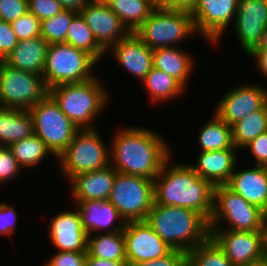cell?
I'll return each mask as SVG.
<instances>
[{
  "mask_svg": "<svg viewBox=\"0 0 267 266\" xmlns=\"http://www.w3.org/2000/svg\"><path fill=\"white\" fill-rule=\"evenodd\" d=\"M113 135L109 145L110 165L118 173L154 180L173 156L167 139L150 128L125 126Z\"/></svg>",
  "mask_w": 267,
  "mask_h": 266,
  "instance_id": "1",
  "label": "cell"
},
{
  "mask_svg": "<svg viewBox=\"0 0 267 266\" xmlns=\"http://www.w3.org/2000/svg\"><path fill=\"white\" fill-rule=\"evenodd\" d=\"M172 161L171 156L154 179V203L195 210L209 222L214 208V186L199 177L189 164Z\"/></svg>",
  "mask_w": 267,
  "mask_h": 266,
  "instance_id": "2",
  "label": "cell"
},
{
  "mask_svg": "<svg viewBox=\"0 0 267 266\" xmlns=\"http://www.w3.org/2000/svg\"><path fill=\"white\" fill-rule=\"evenodd\" d=\"M145 221L172 250L188 253L210 237L209 222L185 207L153 203Z\"/></svg>",
  "mask_w": 267,
  "mask_h": 266,
  "instance_id": "3",
  "label": "cell"
},
{
  "mask_svg": "<svg viewBox=\"0 0 267 266\" xmlns=\"http://www.w3.org/2000/svg\"><path fill=\"white\" fill-rule=\"evenodd\" d=\"M97 77L80 83L60 84L49 89V94L60 110L79 130L98 129L94 125L96 119L106 110L110 100L109 91Z\"/></svg>",
  "mask_w": 267,
  "mask_h": 266,
  "instance_id": "4",
  "label": "cell"
},
{
  "mask_svg": "<svg viewBox=\"0 0 267 266\" xmlns=\"http://www.w3.org/2000/svg\"><path fill=\"white\" fill-rule=\"evenodd\" d=\"M57 160V169L69 182L78 174L110 166V146L105 144L97 129H82Z\"/></svg>",
  "mask_w": 267,
  "mask_h": 266,
  "instance_id": "5",
  "label": "cell"
},
{
  "mask_svg": "<svg viewBox=\"0 0 267 266\" xmlns=\"http://www.w3.org/2000/svg\"><path fill=\"white\" fill-rule=\"evenodd\" d=\"M97 63L83 50L66 43H53L48 46L42 76L48 89L65 83L85 82L96 77L93 69Z\"/></svg>",
  "mask_w": 267,
  "mask_h": 266,
  "instance_id": "6",
  "label": "cell"
},
{
  "mask_svg": "<svg viewBox=\"0 0 267 266\" xmlns=\"http://www.w3.org/2000/svg\"><path fill=\"white\" fill-rule=\"evenodd\" d=\"M264 223L265 212L262 209L245 201L227 185L214 186L210 230L260 231Z\"/></svg>",
  "mask_w": 267,
  "mask_h": 266,
  "instance_id": "7",
  "label": "cell"
},
{
  "mask_svg": "<svg viewBox=\"0 0 267 266\" xmlns=\"http://www.w3.org/2000/svg\"><path fill=\"white\" fill-rule=\"evenodd\" d=\"M135 33L152 50L177 47L179 43L197 35L189 11L157 7Z\"/></svg>",
  "mask_w": 267,
  "mask_h": 266,
  "instance_id": "8",
  "label": "cell"
},
{
  "mask_svg": "<svg viewBox=\"0 0 267 266\" xmlns=\"http://www.w3.org/2000/svg\"><path fill=\"white\" fill-rule=\"evenodd\" d=\"M33 131L55 156L68 147L79 131L77 126L60 110L57 102L48 93L29 110Z\"/></svg>",
  "mask_w": 267,
  "mask_h": 266,
  "instance_id": "9",
  "label": "cell"
},
{
  "mask_svg": "<svg viewBox=\"0 0 267 266\" xmlns=\"http://www.w3.org/2000/svg\"><path fill=\"white\" fill-rule=\"evenodd\" d=\"M49 93L42 75L22 71L0 60V106L30 110Z\"/></svg>",
  "mask_w": 267,
  "mask_h": 266,
  "instance_id": "10",
  "label": "cell"
},
{
  "mask_svg": "<svg viewBox=\"0 0 267 266\" xmlns=\"http://www.w3.org/2000/svg\"><path fill=\"white\" fill-rule=\"evenodd\" d=\"M109 201L126 222L145 221L154 203V180L117 172Z\"/></svg>",
  "mask_w": 267,
  "mask_h": 266,
  "instance_id": "11",
  "label": "cell"
},
{
  "mask_svg": "<svg viewBox=\"0 0 267 266\" xmlns=\"http://www.w3.org/2000/svg\"><path fill=\"white\" fill-rule=\"evenodd\" d=\"M237 8L238 0H197L190 12L197 34L212 47L219 46L227 27L235 20Z\"/></svg>",
  "mask_w": 267,
  "mask_h": 266,
  "instance_id": "12",
  "label": "cell"
},
{
  "mask_svg": "<svg viewBox=\"0 0 267 266\" xmlns=\"http://www.w3.org/2000/svg\"><path fill=\"white\" fill-rule=\"evenodd\" d=\"M230 89L220 97L214 109V113L230 126L267 104V88L263 84L244 83Z\"/></svg>",
  "mask_w": 267,
  "mask_h": 266,
  "instance_id": "13",
  "label": "cell"
},
{
  "mask_svg": "<svg viewBox=\"0 0 267 266\" xmlns=\"http://www.w3.org/2000/svg\"><path fill=\"white\" fill-rule=\"evenodd\" d=\"M123 236L127 266L162 258L172 251L146 221L127 222Z\"/></svg>",
  "mask_w": 267,
  "mask_h": 266,
  "instance_id": "14",
  "label": "cell"
},
{
  "mask_svg": "<svg viewBox=\"0 0 267 266\" xmlns=\"http://www.w3.org/2000/svg\"><path fill=\"white\" fill-rule=\"evenodd\" d=\"M267 27V4L265 0H238V8L232 29L246 55L259 45Z\"/></svg>",
  "mask_w": 267,
  "mask_h": 266,
  "instance_id": "15",
  "label": "cell"
},
{
  "mask_svg": "<svg viewBox=\"0 0 267 266\" xmlns=\"http://www.w3.org/2000/svg\"><path fill=\"white\" fill-rule=\"evenodd\" d=\"M79 13L105 52L129 33L119 17L105 2L92 0Z\"/></svg>",
  "mask_w": 267,
  "mask_h": 266,
  "instance_id": "16",
  "label": "cell"
},
{
  "mask_svg": "<svg viewBox=\"0 0 267 266\" xmlns=\"http://www.w3.org/2000/svg\"><path fill=\"white\" fill-rule=\"evenodd\" d=\"M210 237L233 266L246 265L263 258L261 231L210 230Z\"/></svg>",
  "mask_w": 267,
  "mask_h": 266,
  "instance_id": "17",
  "label": "cell"
},
{
  "mask_svg": "<svg viewBox=\"0 0 267 266\" xmlns=\"http://www.w3.org/2000/svg\"><path fill=\"white\" fill-rule=\"evenodd\" d=\"M53 216L48 226L49 242L57 251L87 252V233L82 227V218L77 208Z\"/></svg>",
  "mask_w": 267,
  "mask_h": 266,
  "instance_id": "18",
  "label": "cell"
},
{
  "mask_svg": "<svg viewBox=\"0 0 267 266\" xmlns=\"http://www.w3.org/2000/svg\"><path fill=\"white\" fill-rule=\"evenodd\" d=\"M109 51L115 57L116 63L122 65L140 83L153 68V50L135 32H129L106 53Z\"/></svg>",
  "mask_w": 267,
  "mask_h": 266,
  "instance_id": "19",
  "label": "cell"
},
{
  "mask_svg": "<svg viewBox=\"0 0 267 266\" xmlns=\"http://www.w3.org/2000/svg\"><path fill=\"white\" fill-rule=\"evenodd\" d=\"M74 205L80 212L82 227L87 235L96 232L98 234L101 231L102 233L123 231L126 226L127 222L109 200H87L75 202Z\"/></svg>",
  "mask_w": 267,
  "mask_h": 266,
  "instance_id": "20",
  "label": "cell"
},
{
  "mask_svg": "<svg viewBox=\"0 0 267 266\" xmlns=\"http://www.w3.org/2000/svg\"><path fill=\"white\" fill-rule=\"evenodd\" d=\"M238 151L237 148L201 151L196 163L189 166L213 186L227 185L238 163Z\"/></svg>",
  "mask_w": 267,
  "mask_h": 266,
  "instance_id": "21",
  "label": "cell"
},
{
  "mask_svg": "<svg viewBox=\"0 0 267 266\" xmlns=\"http://www.w3.org/2000/svg\"><path fill=\"white\" fill-rule=\"evenodd\" d=\"M232 173L227 186L245 201L267 211V168L253 165L252 168L237 169Z\"/></svg>",
  "mask_w": 267,
  "mask_h": 266,
  "instance_id": "22",
  "label": "cell"
},
{
  "mask_svg": "<svg viewBox=\"0 0 267 266\" xmlns=\"http://www.w3.org/2000/svg\"><path fill=\"white\" fill-rule=\"evenodd\" d=\"M116 173V170L110 165L101 170L74 176L68 182L70 184L71 199L74 202L109 200Z\"/></svg>",
  "mask_w": 267,
  "mask_h": 266,
  "instance_id": "23",
  "label": "cell"
},
{
  "mask_svg": "<svg viewBox=\"0 0 267 266\" xmlns=\"http://www.w3.org/2000/svg\"><path fill=\"white\" fill-rule=\"evenodd\" d=\"M48 46L49 44L42 36L19 40L3 61L19 70L42 75Z\"/></svg>",
  "mask_w": 267,
  "mask_h": 266,
  "instance_id": "24",
  "label": "cell"
},
{
  "mask_svg": "<svg viewBox=\"0 0 267 266\" xmlns=\"http://www.w3.org/2000/svg\"><path fill=\"white\" fill-rule=\"evenodd\" d=\"M191 55L179 46L157 48L153 50V67L164 71L185 88L195 69Z\"/></svg>",
  "mask_w": 267,
  "mask_h": 266,
  "instance_id": "25",
  "label": "cell"
},
{
  "mask_svg": "<svg viewBox=\"0 0 267 266\" xmlns=\"http://www.w3.org/2000/svg\"><path fill=\"white\" fill-rule=\"evenodd\" d=\"M32 134L33 120L29 110L0 106V146L9 147Z\"/></svg>",
  "mask_w": 267,
  "mask_h": 266,
  "instance_id": "26",
  "label": "cell"
},
{
  "mask_svg": "<svg viewBox=\"0 0 267 266\" xmlns=\"http://www.w3.org/2000/svg\"><path fill=\"white\" fill-rule=\"evenodd\" d=\"M141 83L145 86L148 98L153 104L166 103L177 97L181 98L182 93L186 91V88L176 79L155 67L151 69Z\"/></svg>",
  "mask_w": 267,
  "mask_h": 266,
  "instance_id": "27",
  "label": "cell"
},
{
  "mask_svg": "<svg viewBox=\"0 0 267 266\" xmlns=\"http://www.w3.org/2000/svg\"><path fill=\"white\" fill-rule=\"evenodd\" d=\"M200 151L236 148L233 142L232 126L221 120L214 112L198 132Z\"/></svg>",
  "mask_w": 267,
  "mask_h": 266,
  "instance_id": "28",
  "label": "cell"
},
{
  "mask_svg": "<svg viewBox=\"0 0 267 266\" xmlns=\"http://www.w3.org/2000/svg\"><path fill=\"white\" fill-rule=\"evenodd\" d=\"M87 254L111 261H127L123 231L88 235Z\"/></svg>",
  "mask_w": 267,
  "mask_h": 266,
  "instance_id": "29",
  "label": "cell"
},
{
  "mask_svg": "<svg viewBox=\"0 0 267 266\" xmlns=\"http://www.w3.org/2000/svg\"><path fill=\"white\" fill-rule=\"evenodd\" d=\"M107 4L129 32H135L156 8L154 0H110Z\"/></svg>",
  "mask_w": 267,
  "mask_h": 266,
  "instance_id": "30",
  "label": "cell"
},
{
  "mask_svg": "<svg viewBox=\"0 0 267 266\" xmlns=\"http://www.w3.org/2000/svg\"><path fill=\"white\" fill-rule=\"evenodd\" d=\"M267 132V104L232 125L234 146L240 151L259 135Z\"/></svg>",
  "mask_w": 267,
  "mask_h": 266,
  "instance_id": "31",
  "label": "cell"
},
{
  "mask_svg": "<svg viewBox=\"0 0 267 266\" xmlns=\"http://www.w3.org/2000/svg\"><path fill=\"white\" fill-rule=\"evenodd\" d=\"M9 148L23 170L27 168L33 169V167L41 164L50 155L54 157L46 144L36 134L12 143Z\"/></svg>",
  "mask_w": 267,
  "mask_h": 266,
  "instance_id": "32",
  "label": "cell"
},
{
  "mask_svg": "<svg viewBox=\"0 0 267 266\" xmlns=\"http://www.w3.org/2000/svg\"><path fill=\"white\" fill-rule=\"evenodd\" d=\"M65 43L87 52L98 62L107 54L95 40L91 29L80 13L72 19Z\"/></svg>",
  "mask_w": 267,
  "mask_h": 266,
  "instance_id": "33",
  "label": "cell"
},
{
  "mask_svg": "<svg viewBox=\"0 0 267 266\" xmlns=\"http://www.w3.org/2000/svg\"><path fill=\"white\" fill-rule=\"evenodd\" d=\"M187 266H233L218 244L209 237L187 253Z\"/></svg>",
  "mask_w": 267,
  "mask_h": 266,
  "instance_id": "34",
  "label": "cell"
},
{
  "mask_svg": "<svg viewBox=\"0 0 267 266\" xmlns=\"http://www.w3.org/2000/svg\"><path fill=\"white\" fill-rule=\"evenodd\" d=\"M78 13L75 10L64 9L57 15L42 20L41 36L48 44L65 43L71 21Z\"/></svg>",
  "mask_w": 267,
  "mask_h": 266,
  "instance_id": "35",
  "label": "cell"
},
{
  "mask_svg": "<svg viewBox=\"0 0 267 266\" xmlns=\"http://www.w3.org/2000/svg\"><path fill=\"white\" fill-rule=\"evenodd\" d=\"M11 26L18 40L41 36V21L28 11L12 22Z\"/></svg>",
  "mask_w": 267,
  "mask_h": 266,
  "instance_id": "36",
  "label": "cell"
},
{
  "mask_svg": "<svg viewBox=\"0 0 267 266\" xmlns=\"http://www.w3.org/2000/svg\"><path fill=\"white\" fill-rule=\"evenodd\" d=\"M22 170L11 149L7 146H0V185L17 179L23 172Z\"/></svg>",
  "mask_w": 267,
  "mask_h": 266,
  "instance_id": "37",
  "label": "cell"
},
{
  "mask_svg": "<svg viewBox=\"0 0 267 266\" xmlns=\"http://www.w3.org/2000/svg\"><path fill=\"white\" fill-rule=\"evenodd\" d=\"M27 4L28 12L33 13L40 21L64 10L57 0H27Z\"/></svg>",
  "mask_w": 267,
  "mask_h": 266,
  "instance_id": "38",
  "label": "cell"
},
{
  "mask_svg": "<svg viewBox=\"0 0 267 266\" xmlns=\"http://www.w3.org/2000/svg\"><path fill=\"white\" fill-rule=\"evenodd\" d=\"M28 11L27 0H0V20L14 22Z\"/></svg>",
  "mask_w": 267,
  "mask_h": 266,
  "instance_id": "39",
  "label": "cell"
},
{
  "mask_svg": "<svg viewBox=\"0 0 267 266\" xmlns=\"http://www.w3.org/2000/svg\"><path fill=\"white\" fill-rule=\"evenodd\" d=\"M87 252H54L46 262L50 266H86Z\"/></svg>",
  "mask_w": 267,
  "mask_h": 266,
  "instance_id": "40",
  "label": "cell"
},
{
  "mask_svg": "<svg viewBox=\"0 0 267 266\" xmlns=\"http://www.w3.org/2000/svg\"><path fill=\"white\" fill-rule=\"evenodd\" d=\"M14 208V205H10L7 201L0 202V236L11 237L15 232L18 214Z\"/></svg>",
  "mask_w": 267,
  "mask_h": 266,
  "instance_id": "41",
  "label": "cell"
},
{
  "mask_svg": "<svg viewBox=\"0 0 267 266\" xmlns=\"http://www.w3.org/2000/svg\"><path fill=\"white\" fill-rule=\"evenodd\" d=\"M11 23L0 20V60H4L18 44Z\"/></svg>",
  "mask_w": 267,
  "mask_h": 266,
  "instance_id": "42",
  "label": "cell"
},
{
  "mask_svg": "<svg viewBox=\"0 0 267 266\" xmlns=\"http://www.w3.org/2000/svg\"><path fill=\"white\" fill-rule=\"evenodd\" d=\"M131 266H187V253L181 250H172L165 257L137 263Z\"/></svg>",
  "mask_w": 267,
  "mask_h": 266,
  "instance_id": "43",
  "label": "cell"
},
{
  "mask_svg": "<svg viewBox=\"0 0 267 266\" xmlns=\"http://www.w3.org/2000/svg\"><path fill=\"white\" fill-rule=\"evenodd\" d=\"M248 149L254 157L255 165L265 166L267 164V132L252 140L243 151Z\"/></svg>",
  "mask_w": 267,
  "mask_h": 266,
  "instance_id": "44",
  "label": "cell"
},
{
  "mask_svg": "<svg viewBox=\"0 0 267 266\" xmlns=\"http://www.w3.org/2000/svg\"><path fill=\"white\" fill-rule=\"evenodd\" d=\"M197 0H154L155 7L161 9L185 10L191 12Z\"/></svg>",
  "mask_w": 267,
  "mask_h": 266,
  "instance_id": "45",
  "label": "cell"
},
{
  "mask_svg": "<svg viewBox=\"0 0 267 266\" xmlns=\"http://www.w3.org/2000/svg\"><path fill=\"white\" fill-rule=\"evenodd\" d=\"M249 57L254 58L256 61V67L261 72L262 76L267 78V49L262 51H253Z\"/></svg>",
  "mask_w": 267,
  "mask_h": 266,
  "instance_id": "46",
  "label": "cell"
},
{
  "mask_svg": "<svg viewBox=\"0 0 267 266\" xmlns=\"http://www.w3.org/2000/svg\"><path fill=\"white\" fill-rule=\"evenodd\" d=\"M86 266H127V261H111L92 257L87 254Z\"/></svg>",
  "mask_w": 267,
  "mask_h": 266,
  "instance_id": "47",
  "label": "cell"
},
{
  "mask_svg": "<svg viewBox=\"0 0 267 266\" xmlns=\"http://www.w3.org/2000/svg\"><path fill=\"white\" fill-rule=\"evenodd\" d=\"M64 9H71L79 12L86 4L92 0H57Z\"/></svg>",
  "mask_w": 267,
  "mask_h": 266,
  "instance_id": "48",
  "label": "cell"
},
{
  "mask_svg": "<svg viewBox=\"0 0 267 266\" xmlns=\"http://www.w3.org/2000/svg\"><path fill=\"white\" fill-rule=\"evenodd\" d=\"M262 234V255L267 260V224L264 223L260 230Z\"/></svg>",
  "mask_w": 267,
  "mask_h": 266,
  "instance_id": "49",
  "label": "cell"
},
{
  "mask_svg": "<svg viewBox=\"0 0 267 266\" xmlns=\"http://www.w3.org/2000/svg\"><path fill=\"white\" fill-rule=\"evenodd\" d=\"M267 49V27L261 37V41L254 51H262Z\"/></svg>",
  "mask_w": 267,
  "mask_h": 266,
  "instance_id": "50",
  "label": "cell"
},
{
  "mask_svg": "<svg viewBox=\"0 0 267 266\" xmlns=\"http://www.w3.org/2000/svg\"><path fill=\"white\" fill-rule=\"evenodd\" d=\"M241 266H267V260L265 258L258 259L253 262H249L246 265Z\"/></svg>",
  "mask_w": 267,
  "mask_h": 266,
  "instance_id": "51",
  "label": "cell"
},
{
  "mask_svg": "<svg viewBox=\"0 0 267 266\" xmlns=\"http://www.w3.org/2000/svg\"><path fill=\"white\" fill-rule=\"evenodd\" d=\"M95 1H100V2L108 3L110 0H95Z\"/></svg>",
  "mask_w": 267,
  "mask_h": 266,
  "instance_id": "52",
  "label": "cell"
},
{
  "mask_svg": "<svg viewBox=\"0 0 267 266\" xmlns=\"http://www.w3.org/2000/svg\"><path fill=\"white\" fill-rule=\"evenodd\" d=\"M265 223L267 224V211L265 212Z\"/></svg>",
  "mask_w": 267,
  "mask_h": 266,
  "instance_id": "53",
  "label": "cell"
},
{
  "mask_svg": "<svg viewBox=\"0 0 267 266\" xmlns=\"http://www.w3.org/2000/svg\"><path fill=\"white\" fill-rule=\"evenodd\" d=\"M43 266H50L47 262H44Z\"/></svg>",
  "mask_w": 267,
  "mask_h": 266,
  "instance_id": "54",
  "label": "cell"
}]
</instances>
